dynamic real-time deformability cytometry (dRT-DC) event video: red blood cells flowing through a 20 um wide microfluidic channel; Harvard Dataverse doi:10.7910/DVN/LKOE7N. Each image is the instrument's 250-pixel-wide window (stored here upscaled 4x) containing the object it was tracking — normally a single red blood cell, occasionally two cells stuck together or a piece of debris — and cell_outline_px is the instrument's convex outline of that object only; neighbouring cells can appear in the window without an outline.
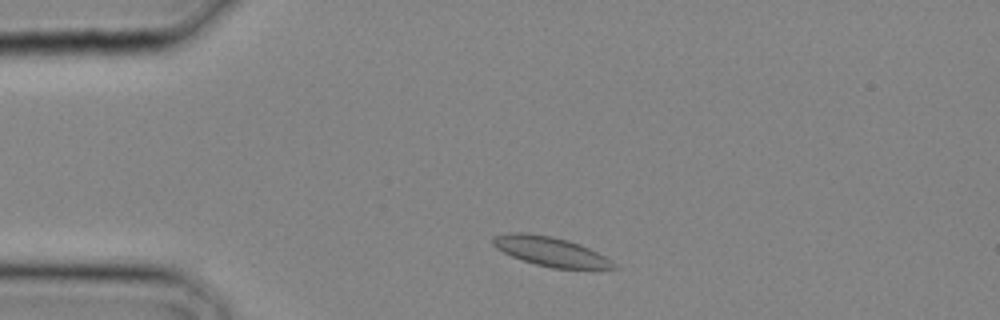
{"species": "common noctule bat (a hibernating species)", "species_latin": "Nyctalus noctula", "temperature_condition": "cold", "stored_images_in_passage": 11, "camera_frame_rate_fps": 3000, "um_per_image_px": 0.085, "animal": {"sex": "male", "body_mass_g": 20.4}, "frame": {"image": 1, "passage_image": 3, "time_ms": 0.667, "image_size_px": [1000, 320], "cell_outline_px": [[620, 268], [552, 268], [536, 264], [512, 256], [496, 248], [492, 244], [492, 236], [508, 232], [528, 232], [552, 236], [568, 240], [580, 244], [612, 260]], "centroid_in_image_um": [46.76, 21.35], "position_along_channel_um": 38.2, "area_um2": 20.58}}
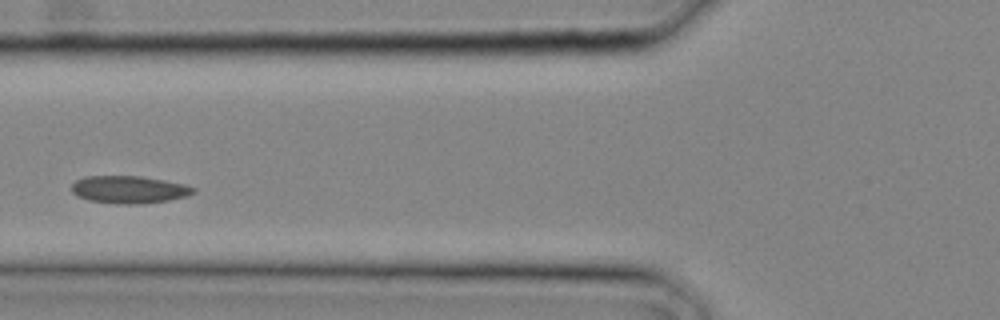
{"frame": {"image": 2, "passage_image": 8, "time_ms": 2.333, "image_size_px": [1000, 320], "cell_outline_px": [[196, 192], [188, 196], [168, 200], [132, 204], [116, 204], [88, 200], [72, 192], [72, 184], [76, 180], [88, 176], [140, 176], [164, 180], [184, 184], [196, 188]], "centroid_in_image_um": [10.99, 16.11], "position_along_channel_um": 114.8, "area_um2": 19.36}}
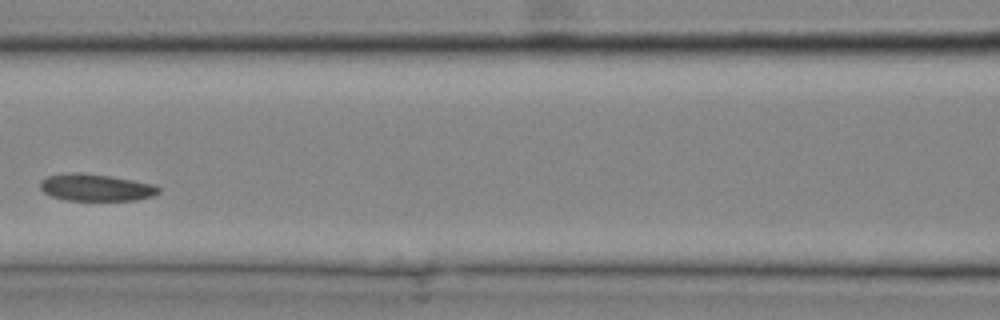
{"frame": {"image": 3, "passage_image": 10, "time_ms": 3.0, "image_size_px": [1000, 320], "cell_outline_px": [[160, 192], [152, 196], [136, 200], [68, 200], [52, 196], [44, 192], [40, 188], [40, 180], [48, 176], [72, 172], [80, 172], [108, 176], [132, 180], [152, 184], [160, 188]], "centroid_in_image_um": [8.13, 15.94], "position_along_channel_um": 158.5, "area_um2": 18.44}}